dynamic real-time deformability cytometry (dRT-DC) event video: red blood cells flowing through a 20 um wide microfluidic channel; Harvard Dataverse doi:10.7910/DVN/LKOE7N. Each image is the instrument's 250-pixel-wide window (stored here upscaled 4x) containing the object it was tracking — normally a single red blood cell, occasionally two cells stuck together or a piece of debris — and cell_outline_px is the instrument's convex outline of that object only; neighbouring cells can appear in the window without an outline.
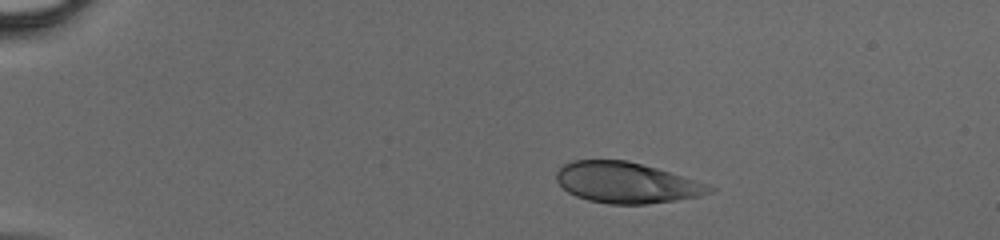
{"species": "human", "species_latin": "Homo sapiens", "temperature_condition": "cold", "stored_images_in_passage": 38, "camera_frame_rate_fps": 3000, "um_per_image_px": 0.085, "donor": {"sex": "male"}, "frame": {"image": 1, "passage_image": 1, "time_ms": 0.0, "image_size_px": [1000, 240], "cell_outline_px": [[716, 188], [712, 192], [700, 196], [676, 200], [648, 204], [608, 204], [588, 200], [576, 196], [568, 192], [556, 180], [556, 172], [564, 164], [572, 160], [628, 160], [656, 168], [708, 184]], "centroid_in_image_um": [53.24, 15.53], "position_along_channel_um": 31.8, "area_um2": 36.3}}
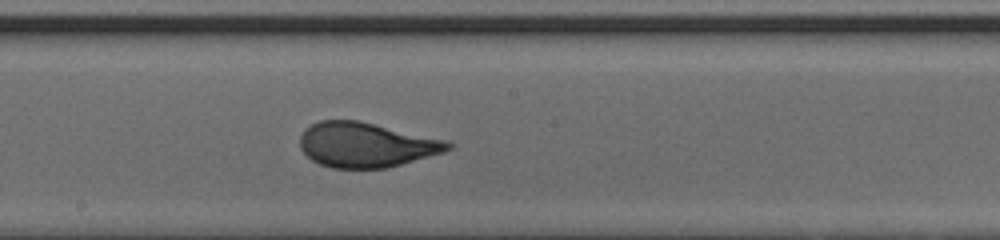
{"frame": {"image": 2, "passage_image": 19, "time_ms": 6.0, "image_size_px": [1000, 240], "cell_outline_px": [[456, 144], [452, 148], [444, 152], [388, 168], [332, 168], [320, 164], [312, 160], [300, 148], [300, 136], [312, 124], [320, 120], [356, 120], [448, 140]], "centroid_in_image_um": [31.16, 12.32], "position_along_channel_um": 217.0, "area_um2": 38.55}}
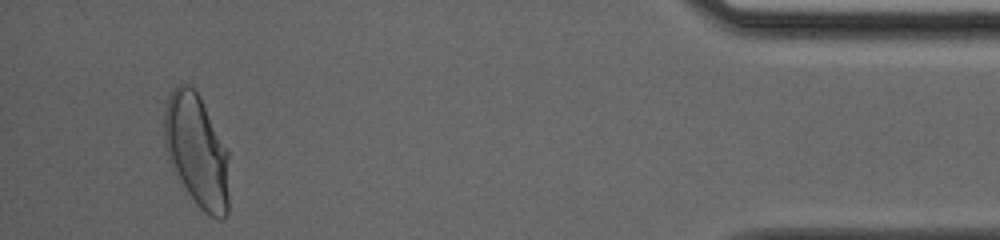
{"frame": {"image": 3, "passage_image": 36, "time_ms": 11.667, "image_size_px": [1000, 240], "cell_outline_px": [[228, 216], [224, 220], [220, 220], [204, 212], [196, 204], [172, 172], [168, 160], [164, 144], [164, 108], [168, 96], [172, 88], [176, 84], [188, 84], [196, 88], [228, 152]], "centroid_in_image_um": [16.7, 12.81], "position_along_channel_um": 418.5, "area_um2": 43.35}}